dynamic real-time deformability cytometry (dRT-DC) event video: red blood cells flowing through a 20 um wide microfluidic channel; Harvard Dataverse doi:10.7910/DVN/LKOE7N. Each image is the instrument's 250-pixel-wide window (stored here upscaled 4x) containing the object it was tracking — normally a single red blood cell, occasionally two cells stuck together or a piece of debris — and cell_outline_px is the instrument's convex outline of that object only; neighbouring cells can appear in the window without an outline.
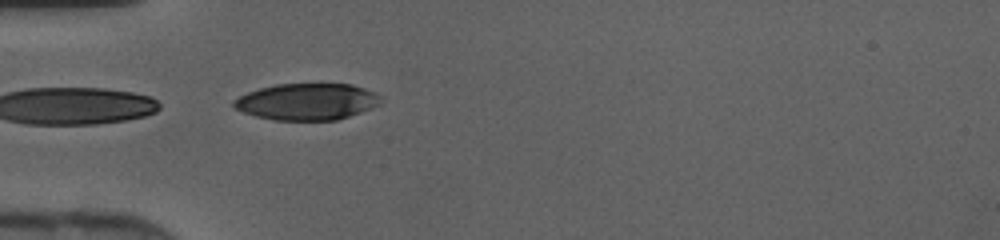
{"species": "human", "species_latin": "Homo sapiens", "temperature_condition": "cold", "stored_images_in_passage": 15, "segment_of_instrument_passage": [2, 2], "camera_frame_rate_fps": 3000, "um_per_image_px": 0.085, "donor": {"sex": "female"}, "frame": {"image": 1, "passage_image": 15, "time_ms": 4.667, "image_size_px": [1000, 240], "cell_outline_px": [[380, 104], [372, 108], [336, 120], [276, 120], [256, 116], [244, 112], [236, 108], [232, 104], [232, 100], [248, 92], [260, 88], [276, 84], [352, 84], [376, 92], [380, 96]], "centroid_in_image_um": [26.1, 8.63], "position_along_channel_um": 58.9, "area_um2": 31.21}}